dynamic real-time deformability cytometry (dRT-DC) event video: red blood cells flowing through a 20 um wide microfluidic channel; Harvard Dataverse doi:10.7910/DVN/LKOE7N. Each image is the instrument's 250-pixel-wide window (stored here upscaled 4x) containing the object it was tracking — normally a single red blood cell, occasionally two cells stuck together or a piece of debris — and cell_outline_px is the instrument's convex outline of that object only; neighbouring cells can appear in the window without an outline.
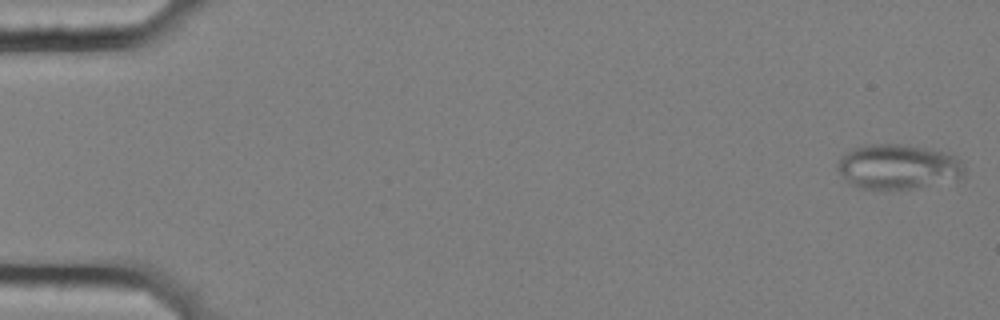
{"species": "common noctule bat (a hibernating species)", "species_latin": "Nyctalus noctula", "temperature_condition": "cold", "stored_images_in_passage": 58, "camera_frame_rate_fps": 3000, "um_per_image_px": 0.085, "animal": {"sex": "female", "body_mass_g": 25.1}, "frame": {"image": 1, "passage_image": 2, "time_ms": 0.333, "image_size_px": [1000, 320], "cell_outline_px": [[964, 176], [908, 188], [856, 188], [848, 184], [844, 180], [836, 168], [840, 160], [848, 152], [856, 148], [872, 144], [900, 144], [924, 148], [944, 152], [956, 156], [960, 160], [964, 168]], "centroid_in_image_um": [76.28, 14.16], "position_along_channel_um": 8.7, "area_um2": 32.25}}
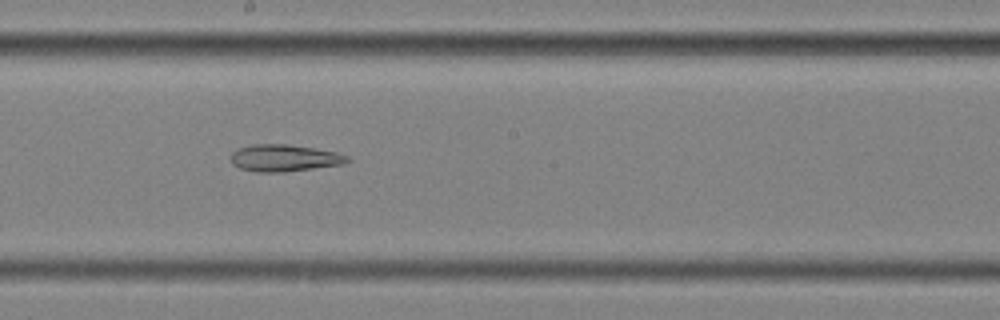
{"frame": {"image": 2, "passage_image": 33, "time_ms": 10.667, "image_size_px": [1000, 320], "cell_outline_px": [[352, 160], [344, 164], [284, 172], [256, 172], [240, 168], [232, 164], [232, 152], [236, 148], [252, 144], [288, 144], [336, 152], [348, 156]], "centroid_in_image_um": [24.16, 13.43], "position_along_channel_um": 224.0, "area_um2": 18.32}}
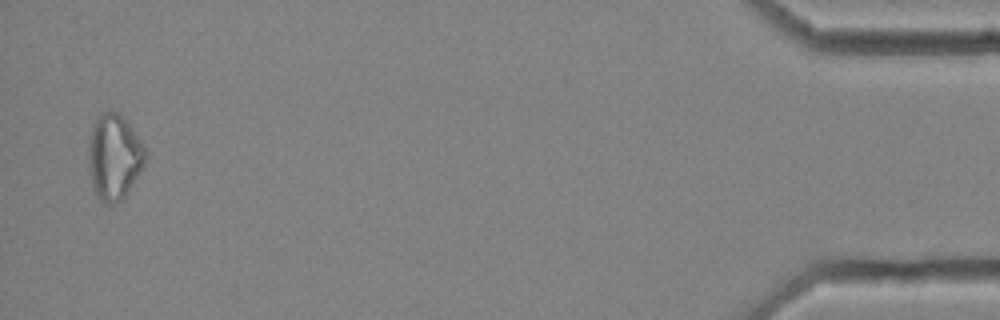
{"frame": {"image": 3, "passage_image": 57, "time_ms": 18.667, "image_size_px": [1000, 320], "cell_outline_px": [[148, 156], [144, 164], [128, 192], [120, 200], [112, 204], [108, 204], [100, 200], [96, 196], [92, 188], [88, 172], [88, 136], [92, 124], [100, 112], [116, 112], [132, 128], [140, 140]], "centroid_in_image_um": [9.65, 13.35], "position_along_channel_um": 425.5, "area_um2": 28.55}}